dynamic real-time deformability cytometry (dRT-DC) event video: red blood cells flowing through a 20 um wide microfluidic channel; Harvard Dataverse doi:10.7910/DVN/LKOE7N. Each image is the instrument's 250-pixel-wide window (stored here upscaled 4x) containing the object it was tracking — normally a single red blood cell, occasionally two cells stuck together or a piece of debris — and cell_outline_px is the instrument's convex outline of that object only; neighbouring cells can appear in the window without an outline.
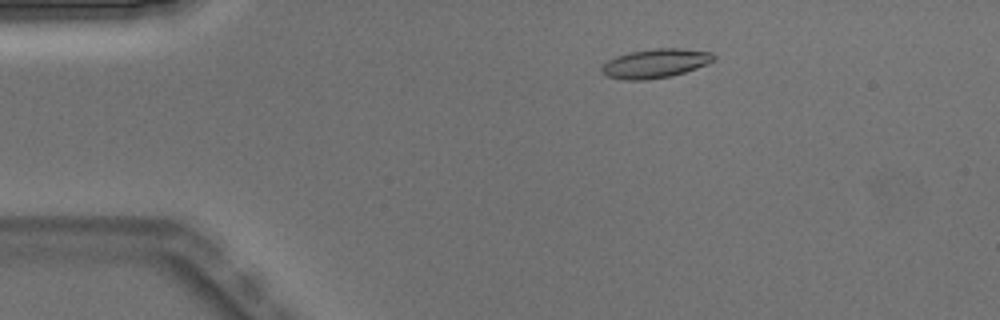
{"species": "Egyptian fruit bat (a non-hibernating species)", "species_latin": "Rousettus aegyptiacus", "temperature_condition": "warm", "stored_images_in_passage": 3, "camera_frame_rate_fps": 3000, "um_per_image_px": 0.085, "animal": {"sex": "male"}, "frame": {"image": 1, "passage_image": 1, "time_ms": 0.0, "image_size_px": [1000, 320], "cell_outline_px": [[716, 60], [708, 64], [672, 76], [644, 80], [624, 80], [604, 76], [600, 72], [600, 68], [608, 60], [616, 56], [628, 52], [656, 48], [680, 48], [712, 52], [716, 56]], "centroid_in_image_um": [55.7, 5.39], "position_along_channel_um": 29.3, "area_um2": 19.25}}